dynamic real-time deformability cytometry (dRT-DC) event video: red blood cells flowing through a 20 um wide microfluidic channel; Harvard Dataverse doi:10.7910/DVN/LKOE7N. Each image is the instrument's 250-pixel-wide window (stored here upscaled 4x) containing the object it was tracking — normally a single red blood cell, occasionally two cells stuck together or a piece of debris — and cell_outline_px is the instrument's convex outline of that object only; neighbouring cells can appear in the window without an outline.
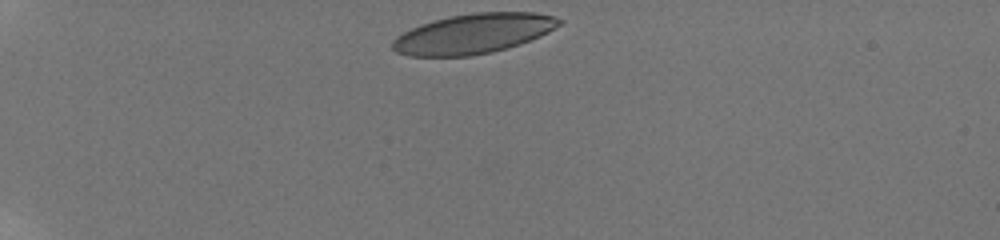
{"species": "human", "species_latin": "Homo sapiens", "temperature_condition": "room temperature", "stored_images_in_passage": 37, "camera_frame_rate_fps": 3000, "um_per_image_px": 0.085, "donor": {"sex": "male"}, "frame": {"image": 1, "passage_image": 1, "time_ms": 0.0, "image_size_px": [1000, 240], "cell_outline_px": [[564, 20], [560, 24], [548, 32], [540, 36], [520, 44], [492, 52], [472, 56], [408, 56], [396, 52], [392, 48], [392, 40], [396, 36], [420, 24], [452, 16], [472, 12], [536, 12], [552, 16]], "centroid_in_image_um": [40.23, 2.86], "position_along_channel_um": 44.8, "area_um2": 38.67}}
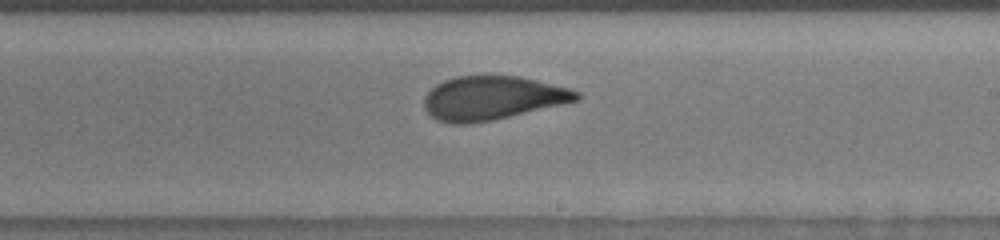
{"frame": {"image": 2, "passage_image": 22, "time_ms": 7.0, "image_size_px": [1000, 240], "cell_outline_px": [[580, 100], [492, 120], [468, 124], [452, 124], [436, 120], [424, 108], [424, 96], [436, 84], [444, 80], [456, 76], [520, 76], [572, 88], [580, 92]], "centroid_in_image_um": [41.86, 8.33], "position_along_channel_um": 247.1, "area_um2": 38.96}}
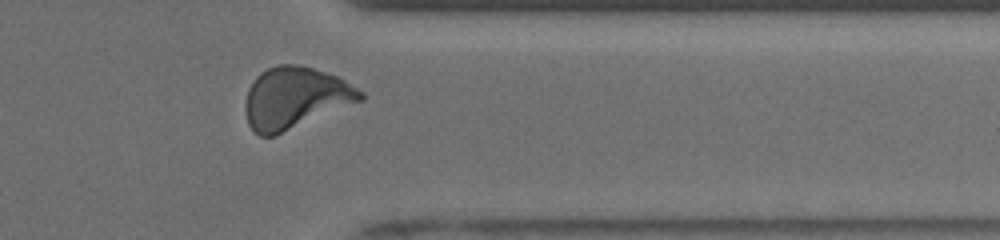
{"frame": {"image": 3, "passage_image": 33, "time_ms": 10.667, "image_size_px": [1000, 240], "cell_outline_px": [[364, 100], [276, 136], [260, 136], [248, 124], [244, 108], [244, 104], [248, 88], [256, 76], [260, 72], [276, 64], [296, 64], [312, 68], [336, 76], [344, 80], [364, 92]], "centroid_in_image_um": [25.08, 8.33], "position_along_channel_um": 386.3, "area_um2": 41.56}, "authors_computed_cell_mechanics": {"area_um2": 39.1884, "velocity_mm_per_s": 3.8238, "shape_relaxation_time_tau1_ms": 4.8374, "shape_relaxation_time_tau2_ms": 0.9874, "deformation_change_tau1": 0.1743, "deformation_change_tau2": 0.0704}}